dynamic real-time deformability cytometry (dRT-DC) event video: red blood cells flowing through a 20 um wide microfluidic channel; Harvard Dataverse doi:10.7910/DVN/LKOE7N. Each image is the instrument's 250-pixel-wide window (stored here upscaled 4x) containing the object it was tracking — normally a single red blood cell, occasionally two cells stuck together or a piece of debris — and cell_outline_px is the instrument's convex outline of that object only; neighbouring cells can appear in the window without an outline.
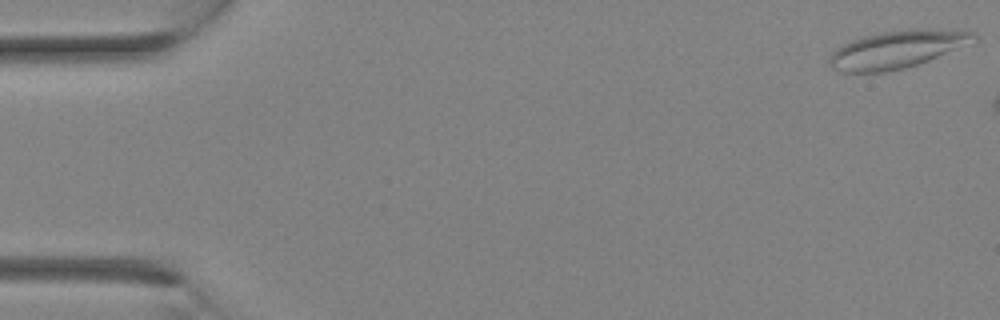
{"species": "Egyptian fruit bat (a non-hibernating species)", "species_latin": "Rousettus aegyptiacus", "temperature_condition": "room temperature", "stored_images_in_passage": 5, "camera_frame_rate_fps": 3000, "um_per_image_px": 0.085, "animal": {"sex": "female"}, "frame": {"image": 1, "passage_image": 1, "time_ms": 0.0, "image_size_px": [1000, 320], "cell_outline_px": [[976, 40], [928, 60], [904, 68], [888, 72], [840, 72], [832, 68], [828, 64], [828, 60], [832, 52], [836, 48], [852, 40], [864, 36], [880, 32], [908, 28], [920, 28], [976, 32]], "centroid_in_image_um": [76.18, 4.19], "position_along_channel_um": 8.8, "area_um2": 31.44}}